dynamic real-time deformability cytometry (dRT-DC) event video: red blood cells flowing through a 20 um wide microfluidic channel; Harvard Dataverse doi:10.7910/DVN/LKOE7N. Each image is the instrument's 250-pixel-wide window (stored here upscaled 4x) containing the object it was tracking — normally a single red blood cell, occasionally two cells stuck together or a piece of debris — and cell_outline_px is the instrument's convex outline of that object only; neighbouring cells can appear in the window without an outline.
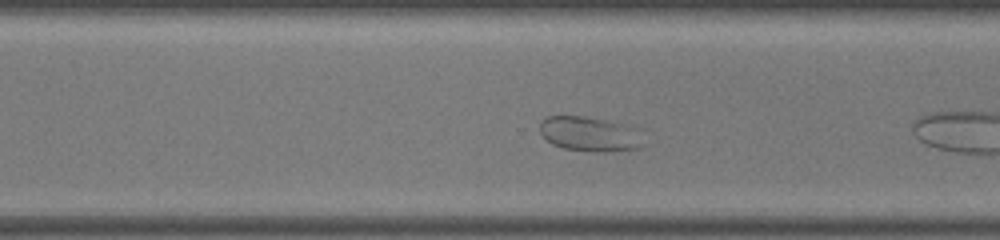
{"species": "common noctule bat (a hibernating species)", "species_latin": "Nyctalus noctula", "temperature_condition": "room temperature", "stored_images_in_passage": 31, "camera_frame_rate_fps": 3000, "um_per_image_px": 0.085, "animal": {"sex": "female", "body_mass_g": 22.0, "forearm_length_mm": 56.7}, "frame": {"image": 1, "passage_image": 22, "time_ms": 7.0, "image_size_px": [1000, 240], "cell_outline_px": [[644, 144], [640, 148], [604, 152], [592, 152], [564, 148], [552, 144], [540, 132], [540, 124], [548, 116], [584, 116], [624, 124]], "centroid_in_image_um": [50.03, 11.41], "position_along_channel_um": 320.6, "area_um2": 20.23}}